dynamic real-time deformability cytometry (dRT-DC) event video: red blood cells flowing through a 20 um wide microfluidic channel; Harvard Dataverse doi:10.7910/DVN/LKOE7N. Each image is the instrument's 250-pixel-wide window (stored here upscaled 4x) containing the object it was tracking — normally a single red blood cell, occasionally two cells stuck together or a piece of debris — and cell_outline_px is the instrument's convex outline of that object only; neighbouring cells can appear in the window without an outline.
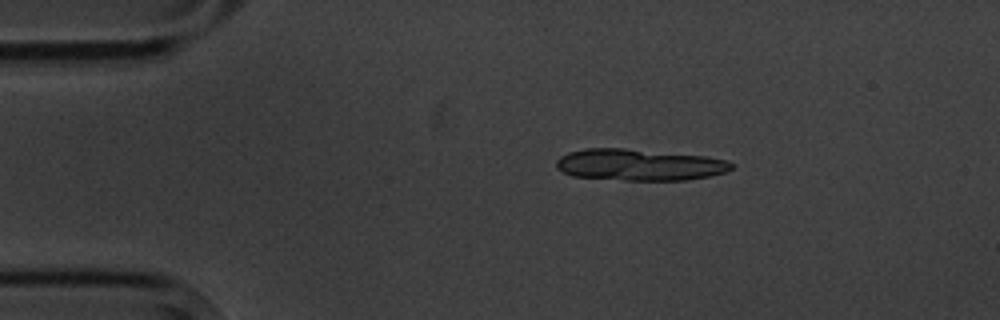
{"species": "common noctule bat (a hibernating species)", "species_latin": "Nyctalus noctula", "temperature_condition": "cold", "stored_images_in_passage": 6, "segment_of_instrument_passage": [1, 2], "camera_frame_rate_fps": 3000, "um_per_image_px": 0.085, "animal": {"sex": "male", "body_mass_g": 20.1, "forearm_length_mm": 53.5}, "frame": {"image": 1, "passage_image": 2, "time_ms": 1.0, "image_size_px": [1000, 320], "cell_outline_px": [[736, 164], [732, 168], [724, 172], [708, 176], [684, 180], [624, 180], [572, 176], [556, 168], [556, 160], [560, 156], [568, 152], [588, 148], [624, 148], [704, 156], [728, 160]], "centroid_in_image_um": [54.32, 14.0], "position_along_channel_um": 30.7, "area_um2": 32.14}}